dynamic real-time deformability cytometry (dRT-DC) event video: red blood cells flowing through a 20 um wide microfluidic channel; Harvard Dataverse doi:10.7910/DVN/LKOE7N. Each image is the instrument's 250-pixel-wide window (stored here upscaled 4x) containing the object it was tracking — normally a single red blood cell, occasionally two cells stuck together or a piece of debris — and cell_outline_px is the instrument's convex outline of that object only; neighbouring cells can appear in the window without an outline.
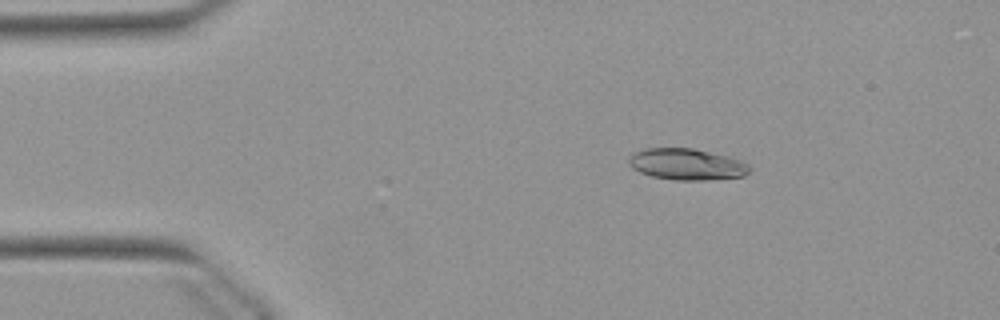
{"species": "Egyptian fruit bat (a non-hibernating species)", "species_latin": "Rousettus aegyptiacus", "temperature_condition": "warm", "stored_images_in_passage": 51, "camera_frame_rate_fps": 3000, "um_per_image_px": 0.085, "animal": {"sex": "female"}, "frame": {"image": 1, "passage_image": 8, "time_ms": 2.333, "image_size_px": [1000, 320], "cell_outline_px": [[752, 168], [744, 176], [704, 180], [676, 180], [652, 176], [640, 172], [632, 168], [628, 164], [628, 156], [644, 148], [692, 148], [728, 156], [740, 160], [748, 164]], "centroid_in_image_um": [58.36, 13.96], "position_along_channel_um": 26.6, "area_um2": 22.08}}
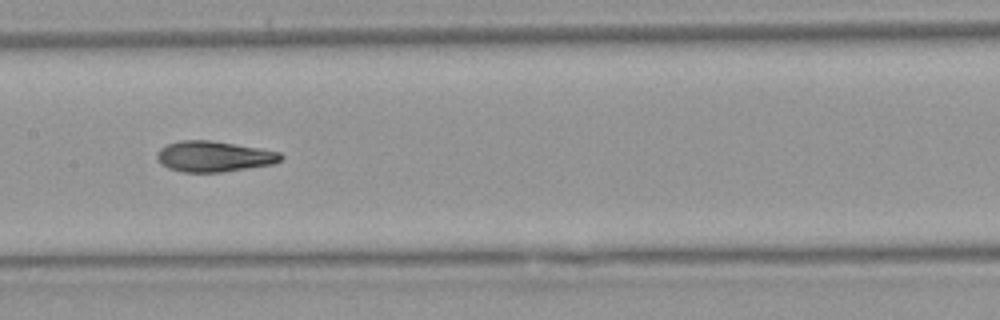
{"frame": {"image": 2, "passage_image": 25, "time_ms": 8.0, "image_size_px": [1000, 320], "cell_outline_px": [[284, 156], [280, 160], [272, 164], [224, 172], [180, 172], [168, 168], [160, 164], [156, 160], [156, 152], [160, 148], [168, 144], [180, 140], [208, 140], [236, 144], [260, 148], [280, 152]], "centroid_in_image_um": [18.14, 13.3], "position_along_channel_um": 189.3, "area_um2": 22.31}}
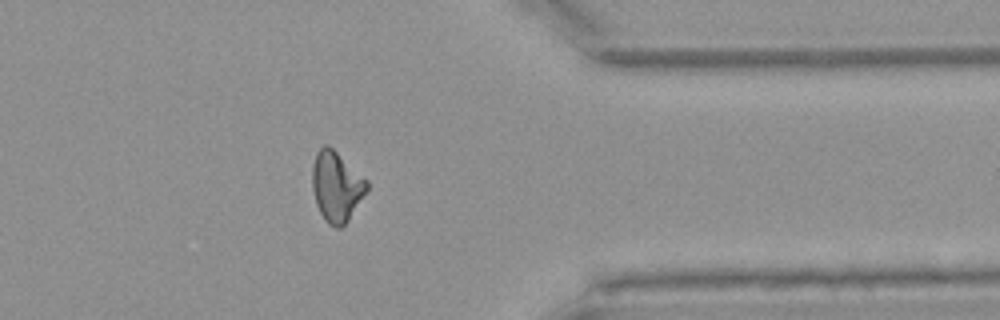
{"frame": {"image": 3, "passage_image": 41, "time_ms": 13.333, "image_size_px": [1000, 320], "cell_outline_px": [[368, 188], [348, 220], [340, 228], [336, 228], [328, 224], [324, 220], [316, 204], [312, 188], [312, 164], [316, 152], [324, 144], [328, 144], [368, 180]], "centroid_in_image_um": [28.58, 15.83], "position_along_channel_um": 382.8, "area_um2": 22.31}, "authors_computed_cell_mechanics": {"area_um2": 22.253, "velocity_mm_per_s": 3.9078, "shape_relaxation_time_tau1_ms": 6.2146, "shape_relaxation_time_tau2_ms": 2.747, "deformation_change_tau1": 0.2155, "deformation_change_tau2": 0.0643}}